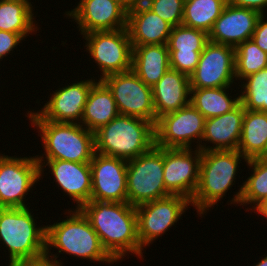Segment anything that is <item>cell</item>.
<instances>
[{
	"instance_id": "obj_24",
	"label": "cell",
	"mask_w": 267,
	"mask_h": 266,
	"mask_svg": "<svg viewBox=\"0 0 267 266\" xmlns=\"http://www.w3.org/2000/svg\"><path fill=\"white\" fill-rule=\"evenodd\" d=\"M245 165L249 169L248 174L251 173L246 180L242 179L243 183L236 192H233L232 198L230 200L228 198V205L233 204L242 208L245 206V211L250 210L252 215V212L267 200V160L253 158Z\"/></svg>"
},
{
	"instance_id": "obj_10",
	"label": "cell",
	"mask_w": 267,
	"mask_h": 266,
	"mask_svg": "<svg viewBox=\"0 0 267 266\" xmlns=\"http://www.w3.org/2000/svg\"><path fill=\"white\" fill-rule=\"evenodd\" d=\"M189 206H191L189 199L170 195L135 207L141 248L145 251L147 246L162 238L166 232L177 225L176 223L182 219Z\"/></svg>"
},
{
	"instance_id": "obj_6",
	"label": "cell",
	"mask_w": 267,
	"mask_h": 266,
	"mask_svg": "<svg viewBox=\"0 0 267 266\" xmlns=\"http://www.w3.org/2000/svg\"><path fill=\"white\" fill-rule=\"evenodd\" d=\"M95 134V152L130 160L155 145V125L145 119L121 115L101 126Z\"/></svg>"
},
{
	"instance_id": "obj_19",
	"label": "cell",
	"mask_w": 267,
	"mask_h": 266,
	"mask_svg": "<svg viewBox=\"0 0 267 266\" xmlns=\"http://www.w3.org/2000/svg\"><path fill=\"white\" fill-rule=\"evenodd\" d=\"M209 42L207 32L185 26L172 27L167 43L170 69L190 76L197 67L199 57Z\"/></svg>"
},
{
	"instance_id": "obj_12",
	"label": "cell",
	"mask_w": 267,
	"mask_h": 266,
	"mask_svg": "<svg viewBox=\"0 0 267 266\" xmlns=\"http://www.w3.org/2000/svg\"><path fill=\"white\" fill-rule=\"evenodd\" d=\"M73 80L70 84L58 87L48 96L46 103L39 110H28V120H47L53 122L81 123L84 106L91 87L98 81L93 76L89 79ZM96 80H95V79ZM75 82V83H74Z\"/></svg>"
},
{
	"instance_id": "obj_25",
	"label": "cell",
	"mask_w": 267,
	"mask_h": 266,
	"mask_svg": "<svg viewBox=\"0 0 267 266\" xmlns=\"http://www.w3.org/2000/svg\"><path fill=\"white\" fill-rule=\"evenodd\" d=\"M132 71L153 87L170 69L167 44L132 46Z\"/></svg>"
},
{
	"instance_id": "obj_3",
	"label": "cell",
	"mask_w": 267,
	"mask_h": 266,
	"mask_svg": "<svg viewBox=\"0 0 267 266\" xmlns=\"http://www.w3.org/2000/svg\"><path fill=\"white\" fill-rule=\"evenodd\" d=\"M241 161L247 163L248 160L238 150L202 152L199 184L191 200L196 215L203 218L215 205L218 208V203L226 198L227 192L236 184L238 172L241 170V174L243 171Z\"/></svg>"
},
{
	"instance_id": "obj_31",
	"label": "cell",
	"mask_w": 267,
	"mask_h": 266,
	"mask_svg": "<svg viewBox=\"0 0 267 266\" xmlns=\"http://www.w3.org/2000/svg\"><path fill=\"white\" fill-rule=\"evenodd\" d=\"M267 68V53L249 39L235 48V78L238 84L246 77Z\"/></svg>"
},
{
	"instance_id": "obj_36",
	"label": "cell",
	"mask_w": 267,
	"mask_h": 266,
	"mask_svg": "<svg viewBox=\"0 0 267 266\" xmlns=\"http://www.w3.org/2000/svg\"><path fill=\"white\" fill-rule=\"evenodd\" d=\"M227 3L235 7L257 11L261 15H267V0H227Z\"/></svg>"
},
{
	"instance_id": "obj_30",
	"label": "cell",
	"mask_w": 267,
	"mask_h": 266,
	"mask_svg": "<svg viewBox=\"0 0 267 266\" xmlns=\"http://www.w3.org/2000/svg\"><path fill=\"white\" fill-rule=\"evenodd\" d=\"M227 0H193L184 3L182 24L209 33Z\"/></svg>"
},
{
	"instance_id": "obj_22",
	"label": "cell",
	"mask_w": 267,
	"mask_h": 266,
	"mask_svg": "<svg viewBox=\"0 0 267 266\" xmlns=\"http://www.w3.org/2000/svg\"><path fill=\"white\" fill-rule=\"evenodd\" d=\"M127 31L132 46L167 44L172 26L144 3L128 11Z\"/></svg>"
},
{
	"instance_id": "obj_20",
	"label": "cell",
	"mask_w": 267,
	"mask_h": 266,
	"mask_svg": "<svg viewBox=\"0 0 267 266\" xmlns=\"http://www.w3.org/2000/svg\"><path fill=\"white\" fill-rule=\"evenodd\" d=\"M260 16L257 11L227 3L208 33L209 41L236 48L251 39Z\"/></svg>"
},
{
	"instance_id": "obj_13",
	"label": "cell",
	"mask_w": 267,
	"mask_h": 266,
	"mask_svg": "<svg viewBox=\"0 0 267 266\" xmlns=\"http://www.w3.org/2000/svg\"><path fill=\"white\" fill-rule=\"evenodd\" d=\"M101 81L111 91L119 114L156 124L152 87L147 86L132 70L108 75Z\"/></svg>"
},
{
	"instance_id": "obj_28",
	"label": "cell",
	"mask_w": 267,
	"mask_h": 266,
	"mask_svg": "<svg viewBox=\"0 0 267 266\" xmlns=\"http://www.w3.org/2000/svg\"><path fill=\"white\" fill-rule=\"evenodd\" d=\"M236 86L217 88H191L190 103L205 117V119L220 116L231 111L240 103V90ZM238 88V89H237ZM229 90L232 93L229 94Z\"/></svg>"
},
{
	"instance_id": "obj_15",
	"label": "cell",
	"mask_w": 267,
	"mask_h": 266,
	"mask_svg": "<svg viewBox=\"0 0 267 266\" xmlns=\"http://www.w3.org/2000/svg\"><path fill=\"white\" fill-rule=\"evenodd\" d=\"M201 157L199 148H163L164 183L170 195L192 200L199 184Z\"/></svg>"
},
{
	"instance_id": "obj_42",
	"label": "cell",
	"mask_w": 267,
	"mask_h": 266,
	"mask_svg": "<svg viewBox=\"0 0 267 266\" xmlns=\"http://www.w3.org/2000/svg\"><path fill=\"white\" fill-rule=\"evenodd\" d=\"M190 1H193V0H183L184 3H188Z\"/></svg>"
},
{
	"instance_id": "obj_14",
	"label": "cell",
	"mask_w": 267,
	"mask_h": 266,
	"mask_svg": "<svg viewBox=\"0 0 267 266\" xmlns=\"http://www.w3.org/2000/svg\"><path fill=\"white\" fill-rule=\"evenodd\" d=\"M189 80L191 88L238 86L235 78V48L209 41Z\"/></svg>"
},
{
	"instance_id": "obj_29",
	"label": "cell",
	"mask_w": 267,
	"mask_h": 266,
	"mask_svg": "<svg viewBox=\"0 0 267 266\" xmlns=\"http://www.w3.org/2000/svg\"><path fill=\"white\" fill-rule=\"evenodd\" d=\"M267 144V112L245 109L237 150L247 159L258 158Z\"/></svg>"
},
{
	"instance_id": "obj_2",
	"label": "cell",
	"mask_w": 267,
	"mask_h": 266,
	"mask_svg": "<svg viewBox=\"0 0 267 266\" xmlns=\"http://www.w3.org/2000/svg\"><path fill=\"white\" fill-rule=\"evenodd\" d=\"M65 219L46 225V254L57 260L60 254L112 265L116 261L102 247L97 233L80 209H66ZM57 249L56 253L51 252ZM54 253V254H53ZM58 255V256H57Z\"/></svg>"
},
{
	"instance_id": "obj_35",
	"label": "cell",
	"mask_w": 267,
	"mask_h": 266,
	"mask_svg": "<svg viewBox=\"0 0 267 266\" xmlns=\"http://www.w3.org/2000/svg\"><path fill=\"white\" fill-rule=\"evenodd\" d=\"M267 15H261L251 39L257 46L267 53Z\"/></svg>"
},
{
	"instance_id": "obj_1",
	"label": "cell",
	"mask_w": 267,
	"mask_h": 266,
	"mask_svg": "<svg viewBox=\"0 0 267 266\" xmlns=\"http://www.w3.org/2000/svg\"><path fill=\"white\" fill-rule=\"evenodd\" d=\"M80 210L97 233L102 247L116 261L134 255L145 260L138 239L136 208L127 202L90 201ZM129 254V255H128Z\"/></svg>"
},
{
	"instance_id": "obj_11",
	"label": "cell",
	"mask_w": 267,
	"mask_h": 266,
	"mask_svg": "<svg viewBox=\"0 0 267 266\" xmlns=\"http://www.w3.org/2000/svg\"><path fill=\"white\" fill-rule=\"evenodd\" d=\"M205 120L191 103L164 114L155 124V145L160 148H199Z\"/></svg>"
},
{
	"instance_id": "obj_21",
	"label": "cell",
	"mask_w": 267,
	"mask_h": 266,
	"mask_svg": "<svg viewBox=\"0 0 267 266\" xmlns=\"http://www.w3.org/2000/svg\"><path fill=\"white\" fill-rule=\"evenodd\" d=\"M244 114L245 108L239 103L234 109L223 115L206 119L204 134L199 149L202 152L211 150H237L241 137Z\"/></svg>"
},
{
	"instance_id": "obj_7",
	"label": "cell",
	"mask_w": 267,
	"mask_h": 266,
	"mask_svg": "<svg viewBox=\"0 0 267 266\" xmlns=\"http://www.w3.org/2000/svg\"><path fill=\"white\" fill-rule=\"evenodd\" d=\"M170 194L164 183L163 148L154 145L127 163V203L137 207Z\"/></svg>"
},
{
	"instance_id": "obj_37",
	"label": "cell",
	"mask_w": 267,
	"mask_h": 266,
	"mask_svg": "<svg viewBox=\"0 0 267 266\" xmlns=\"http://www.w3.org/2000/svg\"><path fill=\"white\" fill-rule=\"evenodd\" d=\"M63 264L61 259L57 260L45 253L39 257L21 261L14 266H63Z\"/></svg>"
},
{
	"instance_id": "obj_16",
	"label": "cell",
	"mask_w": 267,
	"mask_h": 266,
	"mask_svg": "<svg viewBox=\"0 0 267 266\" xmlns=\"http://www.w3.org/2000/svg\"><path fill=\"white\" fill-rule=\"evenodd\" d=\"M127 14L128 11L115 0H79L75 8L64 13L78 25L80 35L126 28Z\"/></svg>"
},
{
	"instance_id": "obj_23",
	"label": "cell",
	"mask_w": 267,
	"mask_h": 266,
	"mask_svg": "<svg viewBox=\"0 0 267 266\" xmlns=\"http://www.w3.org/2000/svg\"><path fill=\"white\" fill-rule=\"evenodd\" d=\"M191 87L189 76L169 69L152 87L156 122L164 114L177 111L190 104Z\"/></svg>"
},
{
	"instance_id": "obj_32",
	"label": "cell",
	"mask_w": 267,
	"mask_h": 266,
	"mask_svg": "<svg viewBox=\"0 0 267 266\" xmlns=\"http://www.w3.org/2000/svg\"><path fill=\"white\" fill-rule=\"evenodd\" d=\"M238 86L245 109L267 112V68L244 78Z\"/></svg>"
},
{
	"instance_id": "obj_9",
	"label": "cell",
	"mask_w": 267,
	"mask_h": 266,
	"mask_svg": "<svg viewBox=\"0 0 267 266\" xmlns=\"http://www.w3.org/2000/svg\"><path fill=\"white\" fill-rule=\"evenodd\" d=\"M85 50L98 66V80L132 69V43L127 28L114 31H93L82 35ZM99 71V72H98Z\"/></svg>"
},
{
	"instance_id": "obj_33",
	"label": "cell",
	"mask_w": 267,
	"mask_h": 266,
	"mask_svg": "<svg viewBox=\"0 0 267 266\" xmlns=\"http://www.w3.org/2000/svg\"><path fill=\"white\" fill-rule=\"evenodd\" d=\"M144 4L172 27L182 24L183 0H145Z\"/></svg>"
},
{
	"instance_id": "obj_17",
	"label": "cell",
	"mask_w": 267,
	"mask_h": 266,
	"mask_svg": "<svg viewBox=\"0 0 267 266\" xmlns=\"http://www.w3.org/2000/svg\"><path fill=\"white\" fill-rule=\"evenodd\" d=\"M127 163L95 152L90 162L91 201L127 202Z\"/></svg>"
},
{
	"instance_id": "obj_34",
	"label": "cell",
	"mask_w": 267,
	"mask_h": 266,
	"mask_svg": "<svg viewBox=\"0 0 267 266\" xmlns=\"http://www.w3.org/2000/svg\"><path fill=\"white\" fill-rule=\"evenodd\" d=\"M23 39L20 34L0 30V61H5L8 55H12L15 52L14 49H17L18 45L20 46L23 41H26Z\"/></svg>"
},
{
	"instance_id": "obj_27",
	"label": "cell",
	"mask_w": 267,
	"mask_h": 266,
	"mask_svg": "<svg viewBox=\"0 0 267 266\" xmlns=\"http://www.w3.org/2000/svg\"><path fill=\"white\" fill-rule=\"evenodd\" d=\"M31 3V0H0V30L20 34L24 40L39 33L36 7Z\"/></svg>"
},
{
	"instance_id": "obj_18",
	"label": "cell",
	"mask_w": 267,
	"mask_h": 266,
	"mask_svg": "<svg viewBox=\"0 0 267 266\" xmlns=\"http://www.w3.org/2000/svg\"><path fill=\"white\" fill-rule=\"evenodd\" d=\"M40 165V178L49 170L55 186L80 209L91 201L92 177L90 163H78L65 160H37ZM48 167V169L46 168ZM43 176V177H42Z\"/></svg>"
},
{
	"instance_id": "obj_39",
	"label": "cell",
	"mask_w": 267,
	"mask_h": 266,
	"mask_svg": "<svg viewBox=\"0 0 267 266\" xmlns=\"http://www.w3.org/2000/svg\"><path fill=\"white\" fill-rule=\"evenodd\" d=\"M254 213L259 214V216L261 215V218L264 216L265 219L267 220V200L260 205L255 211Z\"/></svg>"
},
{
	"instance_id": "obj_41",
	"label": "cell",
	"mask_w": 267,
	"mask_h": 266,
	"mask_svg": "<svg viewBox=\"0 0 267 266\" xmlns=\"http://www.w3.org/2000/svg\"><path fill=\"white\" fill-rule=\"evenodd\" d=\"M258 158L267 160V144H266V147L264 149V152Z\"/></svg>"
},
{
	"instance_id": "obj_40",
	"label": "cell",
	"mask_w": 267,
	"mask_h": 266,
	"mask_svg": "<svg viewBox=\"0 0 267 266\" xmlns=\"http://www.w3.org/2000/svg\"><path fill=\"white\" fill-rule=\"evenodd\" d=\"M264 257L260 260H257V263H254L253 266H267V254L263 255Z\"/></svg>"
},
{
	"instance_id": "obj_8",
	"label": "cell",
	"mask_w": 267,
	"mask_h": 266,
	"mask_svg": "<svg viewBox=\"0 0 267 266\" xmlns=\"http://www.w3.org/2000/svg\"><path fill=\"white\" fill-rule=\"evenodd\" d=\"M39 180L40 165L35 155L21 157L0 152V208L29 207L26 196L42 182Z\"/></svg>"
},
{
	"instance_id": "obj_38",
	"label": "cell",
	"mask_w": 267,
	"mask_h": 266,
	"mask_svg": "<svg viewBox=\"0 0 267 266\" xmlns=\"http://www.w3.org/2000/svg\"><path fill=\"white\" fill-rule=\"evenodd\" d=\"M122 5L127 11H130L139 5L143 4L145 0H115Z\"/></svg>"
},
{
	"instance_id": "obj_5",
	"label": "cell",
	"mask_w": 267,
	"mask_h": 266,
	"mask_svg": "<svg viewBox=\"0 0 267 266\" xmlns=\"http://www.w3.org/2000/svg\"><path fill=\"white\" fill-rule=\"evenodd\" d=\"M37 129L42 148L36 160H65L90 163L95 154V134L79 123L29 120Z\"/></svg>"
},
{
	"instance_id": "obj_4",
	"label": "cell",
	"mask_w": 267,
	"mask_h": 266,
	"mask_svg": "<svg viewBox=\"0 0 267 266\" xmlns=\"http://www.w3.org/2000/svg\"><path fill=\"white\" fill-rule=\"evenodd\" d=\"M30 207L0 208V248L5 247L6 255L8 252L7 266L46 252V225H38L39 217Z\"/></svg>"
},
{
	"instance_id": "obj_26",
	"label": "cell",
	"mask_w": 267,
	"mask_h": 266,
	"mask_svg": "<svg viewBox=\"0 0 267 266\" xmlns=\"http://www.w3.org/2000/svg\"><path fill=\"white\" fill-rule=\"evenodd\" d=\"M118 115L119 111L111 91L98 80L88 94L80 124L87 130L95 132Z\"/></svg>"
}]
</instances>
